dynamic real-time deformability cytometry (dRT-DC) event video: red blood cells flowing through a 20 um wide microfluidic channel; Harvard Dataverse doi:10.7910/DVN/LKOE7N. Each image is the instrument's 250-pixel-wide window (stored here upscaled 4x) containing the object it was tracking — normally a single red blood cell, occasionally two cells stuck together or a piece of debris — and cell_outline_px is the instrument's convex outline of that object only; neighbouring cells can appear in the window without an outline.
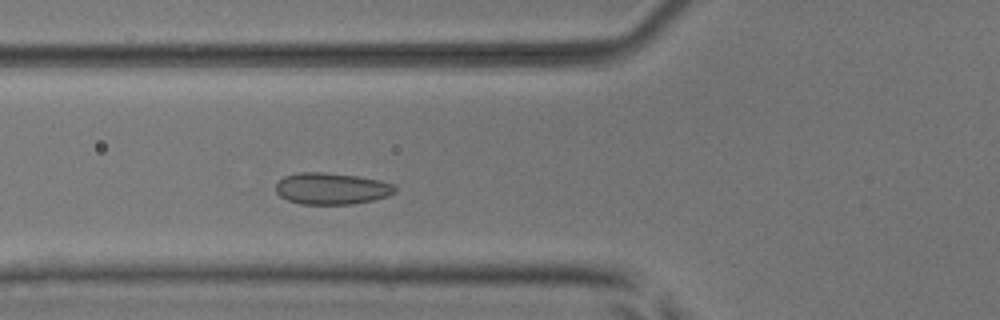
{"species": "common noctule bat (a hibernating species)", "species_latin": "Nyctalus noctula", "temperature_condition": "room temperature", "stored_images_in_passage": 46, "segment_of_instrument_passage": [1, 2], "camera_frame_rate_fps": 3000, "um_per_image_px": 0.085, "animal": {"sex": "male", "body_mass_g": 17.9, "forearm_length_mm": 54.2}, "frame": {"image": 1, "passage_image": 13, "time_ms": 4.0, "image_size_px": [1000, 320], "cell_outline_px": [[396, 192], [388, 196], [372, 200], [352, 204], [300, 204], [288, 200], [280, 196], [276, 192], [276, 184], [284, 176], [300, 172], [324, 172], [356, 176], [380, 180], [392, 184], [396, 188]], "centroid_in_image_um": [28.18, 16.03], "position_along_channel_um": 97.6, "area_um2": 21.91}}
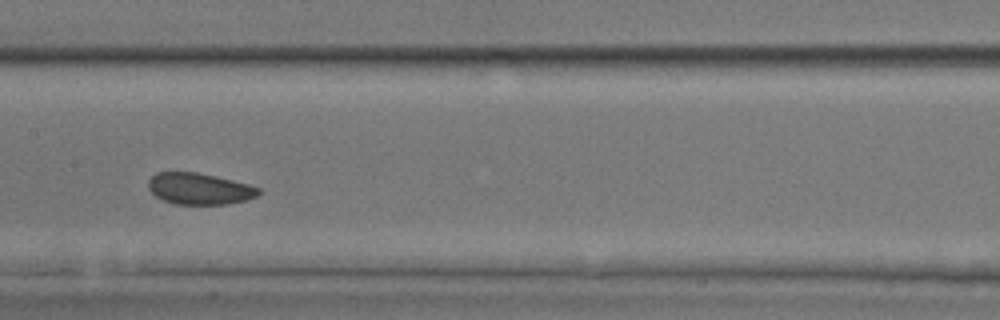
{"frame": {"image": 2, "passage_image": 20, "time_ms": 6.333, "image_size_px": [1000, 320], "cell_outline_px": [[260, 192], [256, 196], [248, 200], [228, 204], [176, 204], [164, 200], [156, 196], [148, 188], [148, 180], [156, 172], [196, 172], [216, 176], [248, 184], [260, 188]], "centroid_in_image_um": [16.95, 16.04], "position_along_channel_um": 190.4, "area_um2": 20.17}}
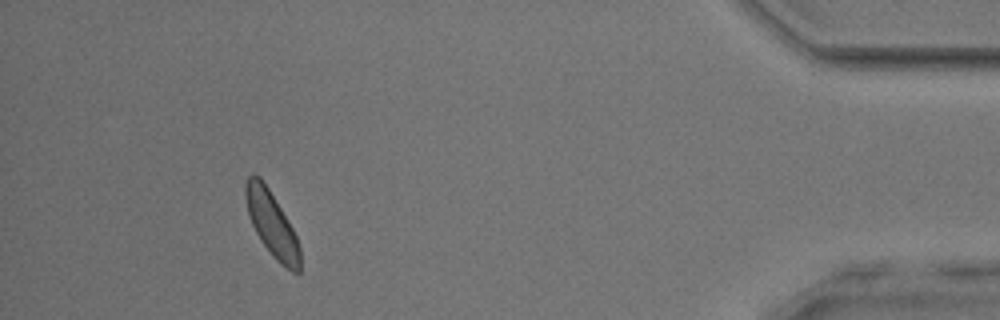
{"frame": {"image": 3, "passage_image": 41, "time_ms": 13.333, "image_size_px": [1000, 320], "cell_outline_px": [[300, 272], [292, 272], [280, 264], [276, 260], [260, 240], [248, 216], [244, 196], [244, 184], [248, 176], [252, 172], [260, 176], [268, 188], [292, 228], [296, 236], [300, 248]], "centroid_in_image_um": [23.06, 19.01], "position_along_channel_um": 412.1, "area_um2": 20.58}}